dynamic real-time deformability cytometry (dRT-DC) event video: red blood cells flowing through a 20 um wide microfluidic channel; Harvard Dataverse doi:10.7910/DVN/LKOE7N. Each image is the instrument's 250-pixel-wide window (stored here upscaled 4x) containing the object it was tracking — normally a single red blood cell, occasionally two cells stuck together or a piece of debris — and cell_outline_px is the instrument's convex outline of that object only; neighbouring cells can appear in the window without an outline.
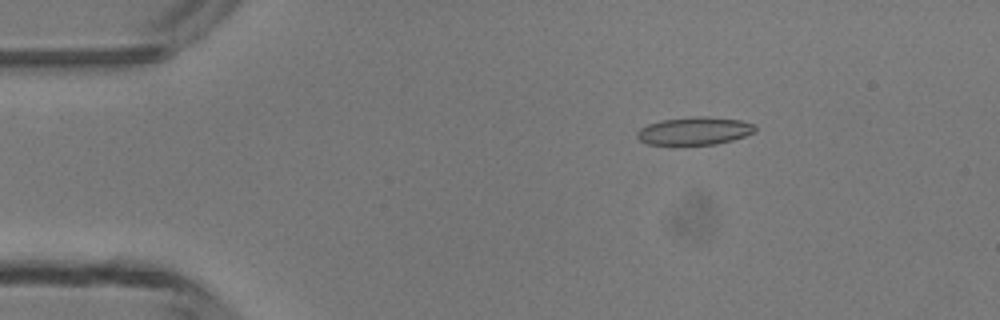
{"species": "common noctule bat (a hibernating species)", "species_latin": "Nyctalus noctula", "temperature_condition": "room temperature", "stored_images_in_passage": 7, "camera_frame_rate_fps": 3000, "um_per_image_px": 0.085, "animal": {"sex": "male", "body_mass_g": 13.3}, "frame": {"image": 1, "passage_image": 3, "time_ms": 2.333, "image_size_px": [1000, 320], "cell_outline_px": [[756, 132], [732, 140], [716, 144], [648, 144], [640, 140], [636, 136], [636, 132], [640, 128], [648, 124], [660, 120], [696, 116], [708, 116], [740, 120], [756, 124]], "centroid_in_image_um": [59.05, 11.11], "position_along_channel_um": 25.9, "area_um2": 19.19}}
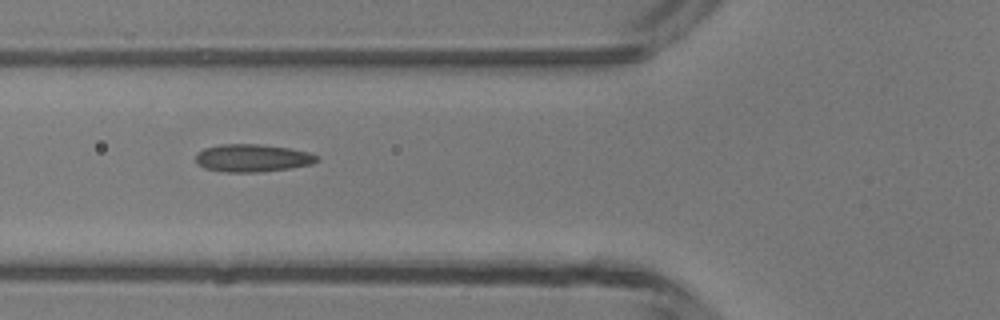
{"frame": {"image": 2, "passage_image": 6, "time_ms": 5.667, "image_size_px": [1000, 320], "cell_outline_px": [[320, 160], [312, 164], [288, 168], [260, 172], [228, 172], [204, 168], [196, 164], [196, 152], [204, 148], [220, 144], [260, 144], [288, 148], [308, 152], [316, 156]], "centroid_in_image_um": [21.41, 13.43], "position_along_channel_um": 104.4, "area_um2": 19.54}}
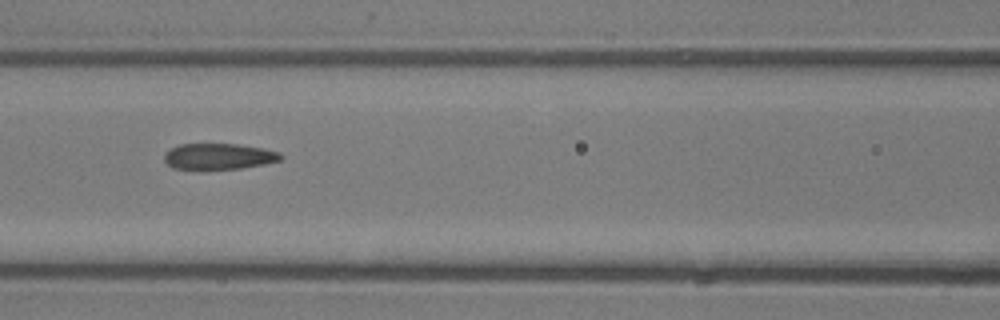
{"frame": {"image": 3, "passage_image": 7, "time_ms": 6.667, "image_size_px": [1000, 320], "cell_outline_px": [[284, 156], [280, 160], [264, 164], [240, 168], [204, 172], [200, 172], [172, 168], [164, 160], [164, 152], [180, 144], [236, 144], [264, 148], [280, 152]], "centroid_in_image_um": [18.55, 13.34], "position_along_channel_um": 148.1, "area_um2": 18.44}}